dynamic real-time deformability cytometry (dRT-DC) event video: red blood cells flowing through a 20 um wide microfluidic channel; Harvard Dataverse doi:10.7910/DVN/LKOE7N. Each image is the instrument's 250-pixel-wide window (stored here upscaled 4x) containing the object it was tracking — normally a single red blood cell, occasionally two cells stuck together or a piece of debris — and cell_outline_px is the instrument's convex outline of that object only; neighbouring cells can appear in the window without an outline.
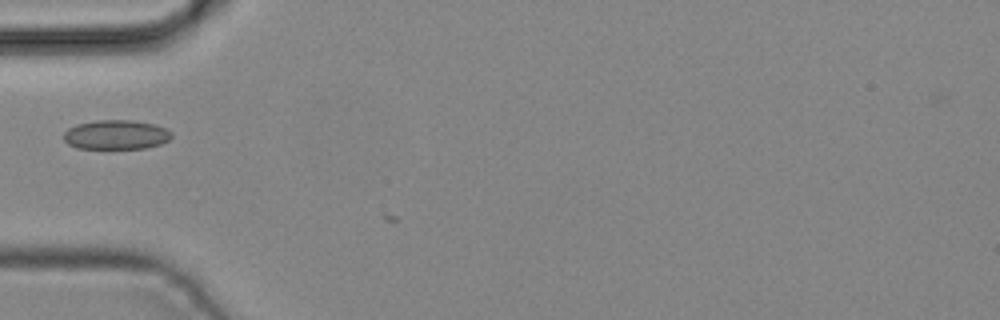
{"species": "common noctule bat (a hibernating species)", "species_latin": "Nyctalus noctula", "temperature_condition": "cold", "stored_images_in_passage": 1, "camera_frame_rate_fps": 3000, "um_per_image_px": 0.085, "animal": {"sex": "male", "body_mass_g": 19.2, "forearm_length_mm": 51.8}, "frame": {"image": 1, "passage_image": 1, "time_ms": 0.0, "image_size_px": [1000, 320], "cell_outline_px": [[172, 136], [168, 140], [160, 144], [144, 148], [76, 148], [68, 144], [64, 140], [64, 132], [68, 128], [76, 124], [96, 120], [132, 120], [156, 124], [172, 132]], "centroid_in_image_um": [9.86, 11.44], "position_along_channel_um": 75.1, "area_um2": 18.5}}